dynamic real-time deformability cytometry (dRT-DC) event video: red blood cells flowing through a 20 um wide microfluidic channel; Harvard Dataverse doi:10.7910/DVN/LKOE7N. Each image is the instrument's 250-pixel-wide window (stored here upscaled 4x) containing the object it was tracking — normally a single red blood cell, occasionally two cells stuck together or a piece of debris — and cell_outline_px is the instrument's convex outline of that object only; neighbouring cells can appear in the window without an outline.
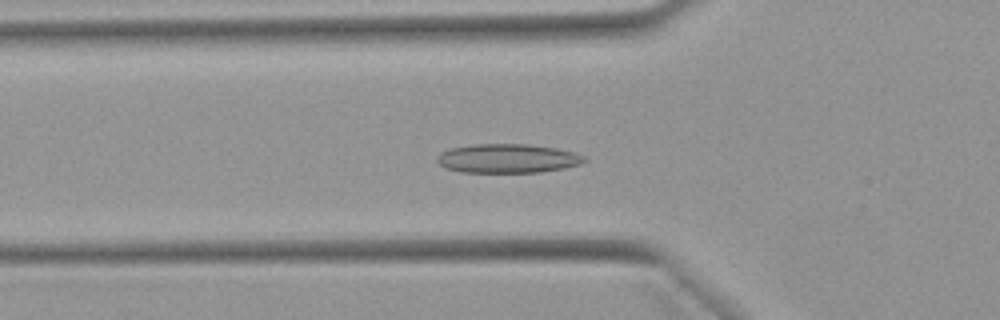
{"species": "Egyptian fruit bat (a non-hibernating species)", "species_latin": "Rousettus aegyptiacus", "temperature_condition": "warm", "stored_images_in_passage": 33, "camera_frame_rate_fps": 3000, "um_per_image_px": 0.085, "animal": {"sex": "female"}, "frame": {"image": 1, "passage_image": 6, "time_ms": 1.667, "image_size_px": [1000, 320], "cell_outline_px": [[588, 160], [580, 164], [564, 168], [540, 172], [460, 172], [448, 168], [440, 164], [436, 160], [436, 156], [440, 152], [452, 148], [472, 144], [528, 144], [556, 148], [572, 152], [584, 156]], "centroid_in_image_um": [43.14, 13.46], "position_along_channel_um": 82.7, "area_um2": 24.85}}
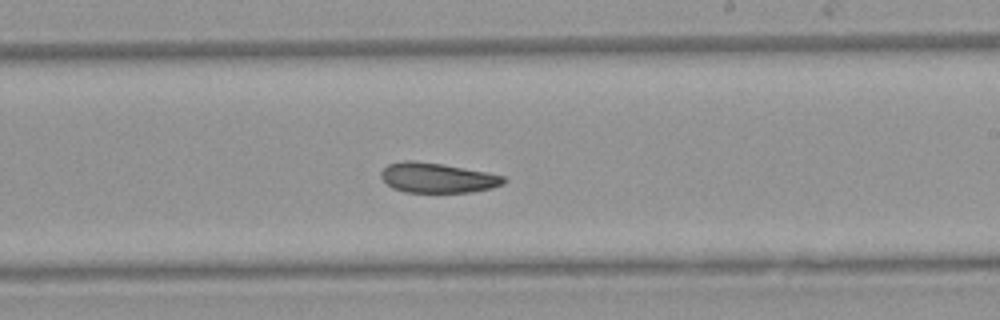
{"frame": {"image": 2, "passage_image": 19, "time_ms": 6.0, "image_size_px": [1000, 320], "cell_outline_px": [[508, 180], [504, 184], [492, 188], [472, 192], [404, 192], [392, 188], [380, 176], [380, 172], [388, 164], [404, 160], [412, 160], [440, 164], [484, 172], [504, 176]], "centroid_in_image_um": [37.17, 15.12], "position_along_channel_um": 251.8, "area_um2": 21.27}}
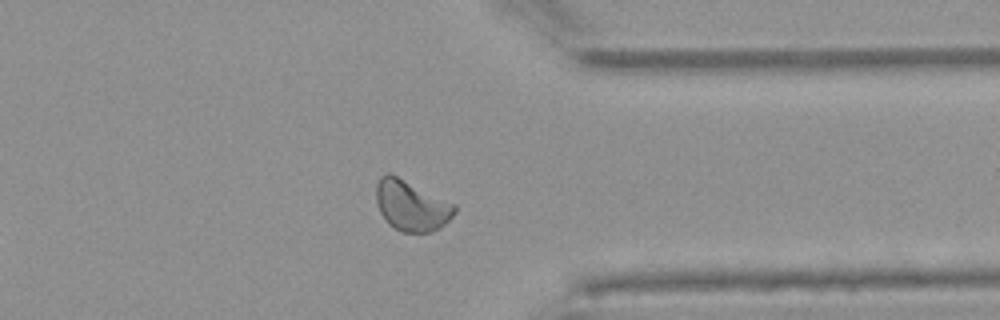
{"frame": {"image": 3, "passage_image": 29, "time_ms": 9.333, "image_size_px": [1000, 320], "cell_outline_px": [[456, 212], [440, 228], [432, 232], [400, 232], [388, 224], [380, 212], [376, 200], [376, 184], [380, 176], [388, 172], [456, 204]], "centroid_in_image_um": [34.96, 17.49], "position_along_channel_um": 376.4, "area_um2": 23.06}, "authors_computed_cell_mechanics": {"area_um2": 22.4264, "velocity_mm_per_s": 3.9121, "shape_relaxation_time_tau1_ms": 10.1466, "shape_relaxation_time_tau2_ms": 5.8447, "deformation_change_tau1": 0.1782, "deformation_change_tau2": 0.109}}